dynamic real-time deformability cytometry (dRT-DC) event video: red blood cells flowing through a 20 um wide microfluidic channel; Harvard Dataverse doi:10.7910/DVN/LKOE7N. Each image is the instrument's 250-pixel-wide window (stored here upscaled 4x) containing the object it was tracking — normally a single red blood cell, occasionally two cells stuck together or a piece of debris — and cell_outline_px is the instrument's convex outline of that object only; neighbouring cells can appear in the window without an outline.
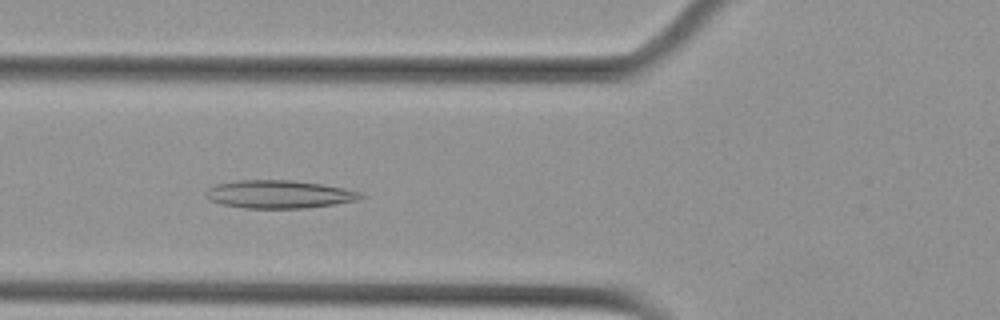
{"species": "Egyptian fruit bat (a non-hibernating species)", "species_latin": "Rousettus aegyptiacus", "temperature_condition": "cold", "stored_images_in_passage": 55, "camera_frame_rate_fps": 3000, "um_per_image_px": 0.085, "animal": {"sex": "female"}, "frame": {"image": 1, "passage_image": 20, "time_ms": 6.333, "image_size_px": [1000, 320], "cell_outline_px": [[364, 196], [356, 200], [336, 204], [304, 208], [244, 208], [220, 204], [208, 200], [208, 188], [216, 184], [236, 180], [292, 180], [320, 184], [344, 188], [360, 192]], "centroid_in_image_um": [23.7, 16.51], "position_along_channel_um": 102.1, "area_um2": 25.14}}
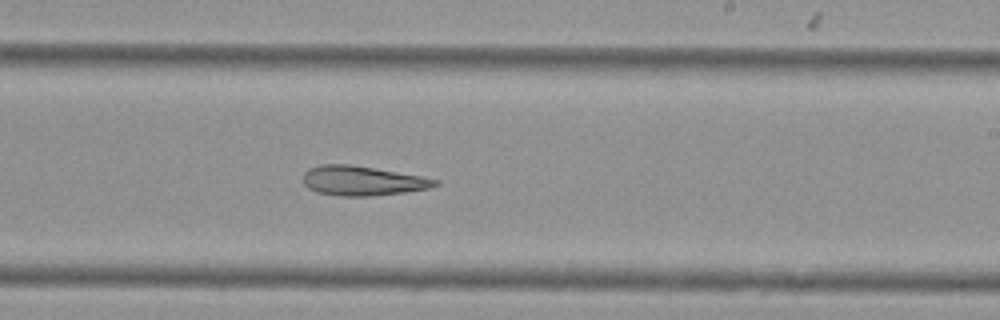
{"frame": {"image": 2, "passage_image": 33, "time_ms": 10.667, "image_size_px": [1000, 320], "cell_outline_px": [[440, 184], [428, 188], [404, 192], [372, 196], [340, 196], [316, 192], [308, 188], [304, 184], [304, 172], [308, 168], [320, 164], [348, 164], [420, 176], [440, 180]], "centroid_in_image_um": [30.77, 15.37], "position_along_channel_um": 258.2, "area_um2": 22.6}}
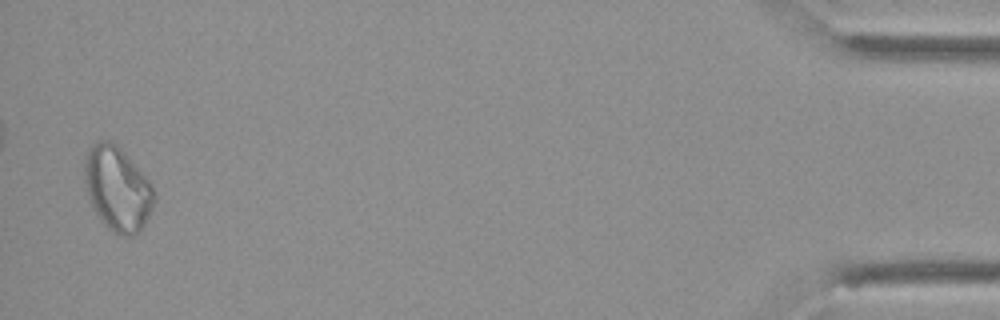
{"frame": {"image": 3, "passage_image": 54, "time_ms": 17.667, "image_size_px": [1000, 320], "cell_outline_px": [[156, 200], [140, 232], [132, 236], [120, 236], [112, 232], [100, 220], [92, 208], [88, 196], [84, 180], [84, 160], [88, 148], [96, 140], [108, 140], [116, 144], [120, 148], [152, 184], [156, 192]], "centroid_in_image_um": [9.97, 16.06], "position_along_channel_um": 425.2, "area_um2": 34.56}}